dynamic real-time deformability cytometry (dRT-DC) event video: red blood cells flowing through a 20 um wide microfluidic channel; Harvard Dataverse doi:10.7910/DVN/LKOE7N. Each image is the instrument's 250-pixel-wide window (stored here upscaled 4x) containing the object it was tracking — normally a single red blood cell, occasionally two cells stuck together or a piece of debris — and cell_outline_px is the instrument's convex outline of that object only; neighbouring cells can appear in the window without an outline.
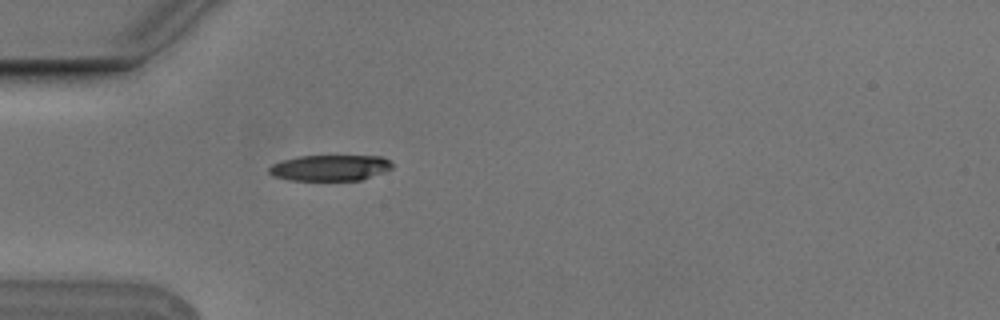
{"species": "Egyptian fruit bat (a non-hibernating species)", "species_latin": "Rousettus aegyptiacus", "temperature_condition": "cold", "stored_images_in_passage": 4, "camera_frame_rate_fps": 3000, "um_per_image_px": 0.085, "animal": {"sex": "male"}, "frame": {"image": 1, "passage_image": 4, "time_ms": 1.0, "image_size_px": [1000, 320], "cell_outline_px": [[392, 168], [360, 180], [288, 180], [272, 176], [268, 172], [268, 168], [272, 164], [280, 160], [296, 156], [380, 156], [388, 160], [392, 164]], "centroid_in_image_um": [27.96, 14.26], "position_along_channel_um": 57.0, "area_um2": 18.55}}